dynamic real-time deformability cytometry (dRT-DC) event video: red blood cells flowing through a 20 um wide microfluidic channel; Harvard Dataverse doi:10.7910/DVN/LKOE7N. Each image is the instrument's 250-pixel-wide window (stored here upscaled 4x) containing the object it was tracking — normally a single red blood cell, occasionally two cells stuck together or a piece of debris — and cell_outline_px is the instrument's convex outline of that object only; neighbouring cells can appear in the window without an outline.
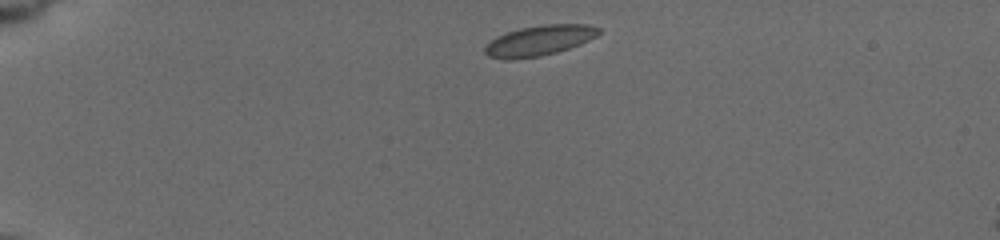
{"species": "common noctule bat (a hibernating species)", "species_latin": "Nyctalus noctula", "temperature_condition": "cold", "stored_images_in_passage": 9, "camera_frame_rate_fps": 3000, "um_per_image_px": 0.085, "animal": {"sex": "female", "body_mass_g": 19.5, "forearm_length_mm": 54.1}, "frame": {"image": 1, "passage_image": 1, "time_ms": 0.0, "image_size_px": [1000, 240], "cell_outline_px": [[600, 32], [596, 36], [580, 44], [556, 52], [540, 56], [512, 60], [504, 60], [488, 56], [484, 52], [484, 48], [496, 36], [520, 28], [544, 24], [588, 24], [600, 28]], "centroid_in_image_um": [45.82, 3.45], "position_along_channel_um": 39.2, "area_um2": 20.06}}
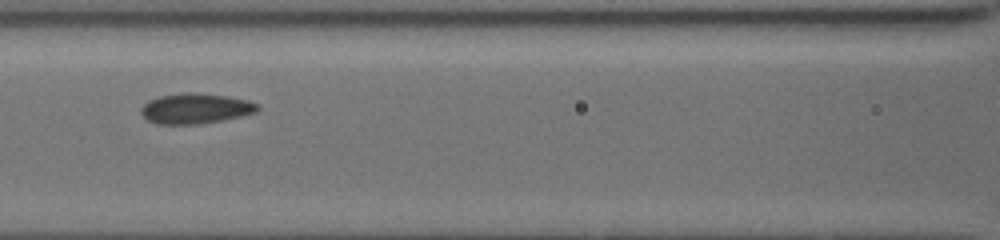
{"frame": {"image": 2, "passage_image": 6, "time_ms": 4.667, "image_size_px": [1000, 240], "cell_outline_px": [[260, 108], [256, 112], [244, 116], [224, 120], [196, 124], [156, 124], [148, 120], [140, 112], [140, 108], [148, 100], [160, 96], [180, 92], [192, 92], [228, 96], [248, 100], [260, 104]], "centroid_in_image_um": [16.64, 9.22], "position_along_channel_um": 150.0, "area_um2": 20.87}}
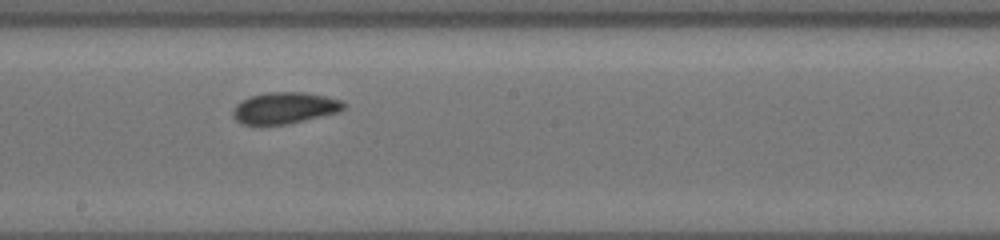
{"frame": {"image": 3, "passage_image": 8, "time_ms": 6.667, "image_size_px": [1000, 240], "cell_outline_px": [[348, 104], [340, 112], [288, 124], [244, 124], [236, 120], [232, 116], [232, 108], [240, 100], [248, 96], [268, 92], [304, 92], [344, 100]], "centroid_in_image_um": [24.21, 9.16], "position_along_channel_um": 224.0, "area_um2": 20.58}}